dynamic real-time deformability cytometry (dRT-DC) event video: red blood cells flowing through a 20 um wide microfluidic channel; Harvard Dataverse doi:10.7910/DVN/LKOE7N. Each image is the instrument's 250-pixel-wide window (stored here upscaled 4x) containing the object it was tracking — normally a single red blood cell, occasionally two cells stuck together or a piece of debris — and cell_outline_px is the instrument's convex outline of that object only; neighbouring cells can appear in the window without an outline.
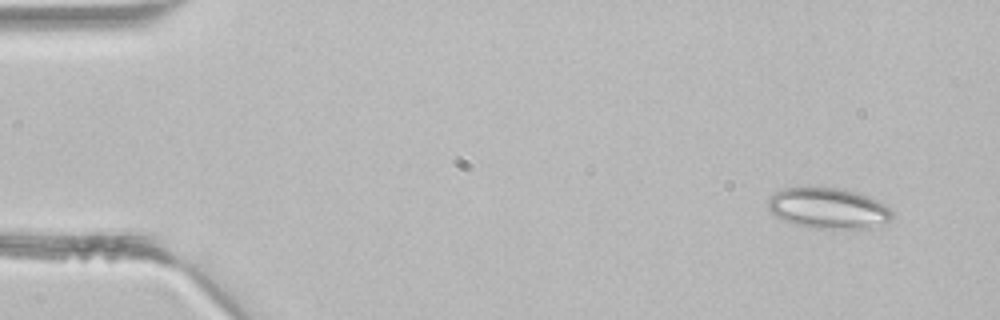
{"species": "common noctule bat (a hibernating species)", "species_latin": "Nyctalus noctula", "temperature_condition": "room temperature", "stored_images_in_passage": 3, "camera_frame_rate_fps": 3000, "um_per_image_px": 0.085, "animal": {"sex": "male", "body_mass_g": 21.5, "forearm_length_mm": 52.0}, "frame": {"image": 1, "passage_image": 1, "time_ms": 0.0, "image_size_px": [1000, 320], "cell_outline_px": [[892, 216], [888, 224], [880, 228], [816, 228], [796, 224], [784, 220], [776, 216], [768, 208], [768, 196], [784, 188], [816, 184], [856, 192], [880, 200], [892, 208]], "centroid_in_image_um": [70.45, 17.67], "position_along_channel_um": 14.5, "area_um2": 30.4}}